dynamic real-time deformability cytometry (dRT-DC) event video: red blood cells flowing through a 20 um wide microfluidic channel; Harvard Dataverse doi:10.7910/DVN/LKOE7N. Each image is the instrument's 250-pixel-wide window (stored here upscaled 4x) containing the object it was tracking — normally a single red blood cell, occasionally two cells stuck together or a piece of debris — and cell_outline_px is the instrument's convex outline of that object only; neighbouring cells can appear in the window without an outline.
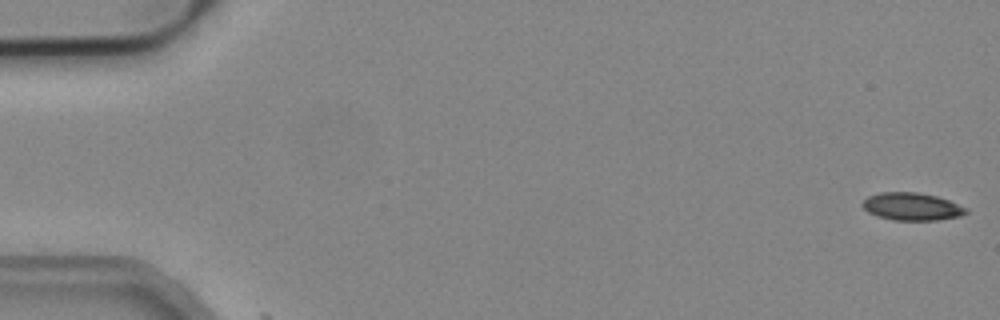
{"species": "common noctule bat (a hibernating species)", "species_latin": "Nyctalus noctula", "temperature_condition": "cold", "stored_images_in_passage": 2, "camera_frame_rate_fps": 3000, "um_per_image_px": 0.085, "animal": {"sex": "male", "body_mass_g": 19.2, "forearm_length_mm": 51.8}, "frame": {"image": 1, "passage_image": 1, "time_ms": 0.0, "image_size_px": [1000, 320], "cell_outline_px": [[968, 212], [960, 216], [940, 220], [892, 220], [876, 216], [868, 212], [860, 204], [868, 196], [880, 192], [916, 192], [936, 196], [948, 200], [968, 208]], "centroid_in_image_um": [77.49, 17.56], "position_along_channel_um": 7.5, "area_um2": 16.76}}